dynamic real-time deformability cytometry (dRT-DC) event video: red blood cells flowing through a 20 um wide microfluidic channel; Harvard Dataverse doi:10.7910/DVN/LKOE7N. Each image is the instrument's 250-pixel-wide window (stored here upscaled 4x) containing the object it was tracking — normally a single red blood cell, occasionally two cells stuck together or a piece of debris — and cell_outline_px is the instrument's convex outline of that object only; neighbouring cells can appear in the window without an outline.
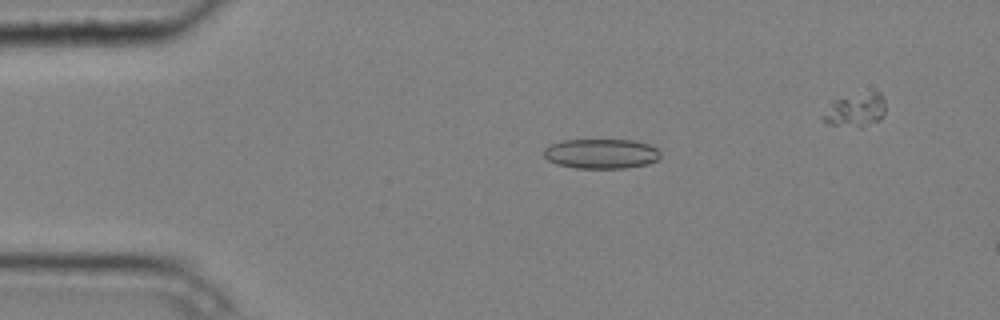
{"species": "common noctule bat (a hibernating species)", "species_latin": "Nyctalus noctula", "temperature_condition": "cold", "stored_images_in_passage": 5, "segment_of_instrument_passage": [1, 2], "camera_frame_rate_fps": 3000, "um_per_image_px": 0.085, "animal": {"sex": "male", "body_mass_g": 20.4}, "frame": {"image": 1, "passage_image": 3, "time_ms": 0.667, "image_size_px": [1000, 320], "cell_outline_px": [[660, 156], [656, 160], [648, 164], [624, 168], [576, 168], [556, 164], [548, 160], [544, 156], [544, 148], [548, 144], [560, 140], [636, 140], [648, 144], [656, 148], [660, 152]], "centroid_in_image_um": [51.07, 13.06], "position_along_channel_um": 33.9, "area_um2": 20.4}}